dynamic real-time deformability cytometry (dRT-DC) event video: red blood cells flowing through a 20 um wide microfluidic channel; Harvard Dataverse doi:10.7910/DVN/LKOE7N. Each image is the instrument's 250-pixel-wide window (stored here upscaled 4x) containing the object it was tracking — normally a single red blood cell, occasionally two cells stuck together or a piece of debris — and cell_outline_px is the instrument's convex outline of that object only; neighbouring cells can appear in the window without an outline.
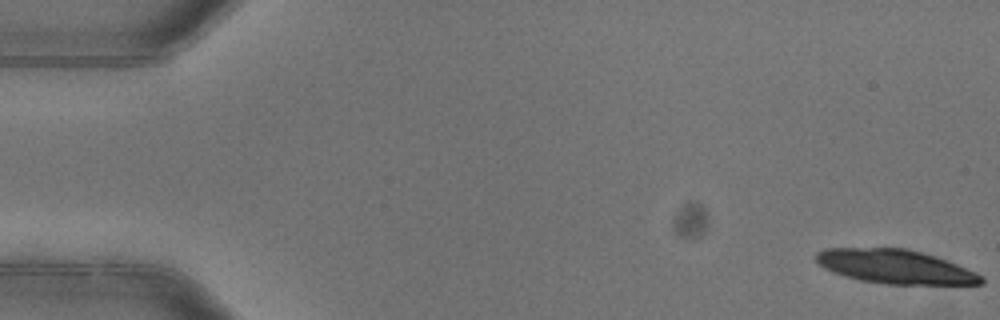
{"species": "common noctule bat (a hibernating species)", "species_latin": "Nyctalus noctula", "temperature_condition": "warm", "stored_images_in_passage": 7, "camera_frame_rate_fps": 3000, "um_per_image_px": 0.085, "animal": {"sex": "female"}, "frame": {"image": 1, "passage_image": 1, "time_ms": 0.0, "image_size_px": [1000, 320], "cell_outline_px": [[984, 284], [888, 284], [860, 280], [844, 276], [832, 272], [824, 268], [816, 260], [816, 252], [824, 248], [908, 248], [956, 264], [976, 272], [984, 276]], "centroid_in_image_um": [76.07, 22.67], "position_along_channel_um": 8.9, "area_um2": 32.48}}
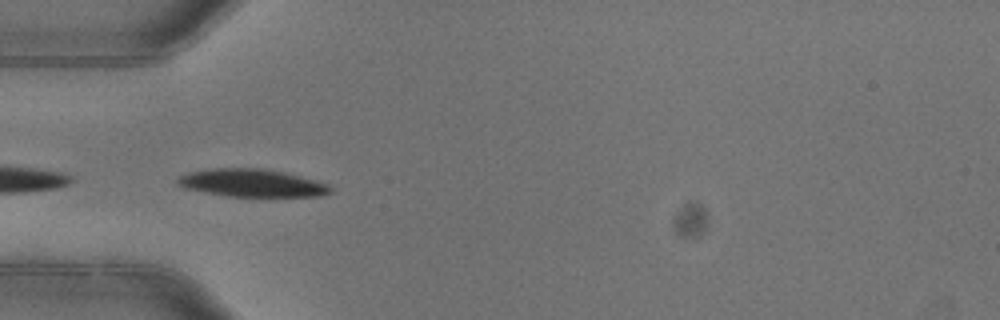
{"frame": {"image": 2, "passage_image": 5, "time_ms": 1.333, "image_size_px": [1000, 320], "cell_outline_px": [[332, 192], [320, 196], [228, 196], [184, 188], [176, 184], [176, 180], [180, 176], [188, 172], [212, 168], [260, 168], [280, 172], [328, 184], [332, 188]], "centroid_in_image_um": [21.35, 15.56], "position_along_channel_um": 63.6, "area_um2": 24.28}}